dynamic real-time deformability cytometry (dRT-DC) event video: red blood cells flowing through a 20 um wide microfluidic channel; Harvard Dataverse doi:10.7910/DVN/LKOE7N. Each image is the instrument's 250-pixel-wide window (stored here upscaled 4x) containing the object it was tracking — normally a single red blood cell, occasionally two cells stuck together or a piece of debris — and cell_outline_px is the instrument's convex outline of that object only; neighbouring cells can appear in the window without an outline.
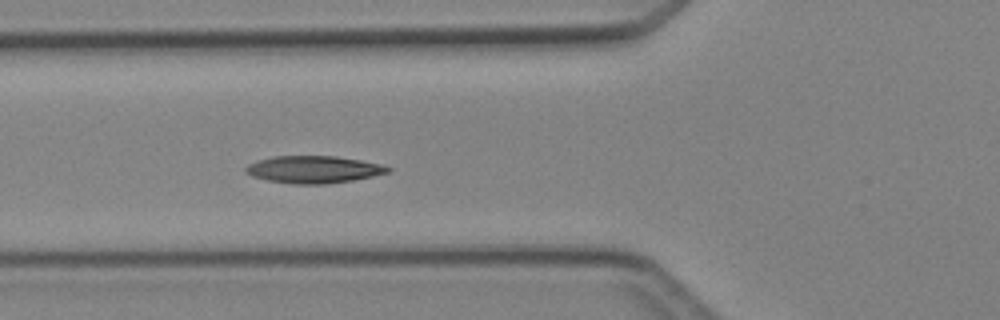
{"species": "Egyptian fruit bat (a non-hibernating species)", "species_latin": "Rousettus aegyptiacus", "temperature_condition": "cold", "stored_images_in_passage": 5, "camera_frame_rate_fps": 3000, "um_per_image_px": 0.085, "animal": {"sex": "female"}, "frame": {"image": 1, "passage_image": 5, "time_ms": 4.667, "image_size_px": [1000, 320], "cell_outline_px": [[392, 172], [352, 180], [324, 184], [292, 184], [268, 180], [252, 176], [244, 172], [244, 168], [248, 164], [256, 160], [272, 156], [336, 156], [360, 160], [380, 164], [392, 168]], "centroid_in_image_um": [26.63, 14.4], "position_along_channel_um": 99.2, "area_um2": 22.66}}